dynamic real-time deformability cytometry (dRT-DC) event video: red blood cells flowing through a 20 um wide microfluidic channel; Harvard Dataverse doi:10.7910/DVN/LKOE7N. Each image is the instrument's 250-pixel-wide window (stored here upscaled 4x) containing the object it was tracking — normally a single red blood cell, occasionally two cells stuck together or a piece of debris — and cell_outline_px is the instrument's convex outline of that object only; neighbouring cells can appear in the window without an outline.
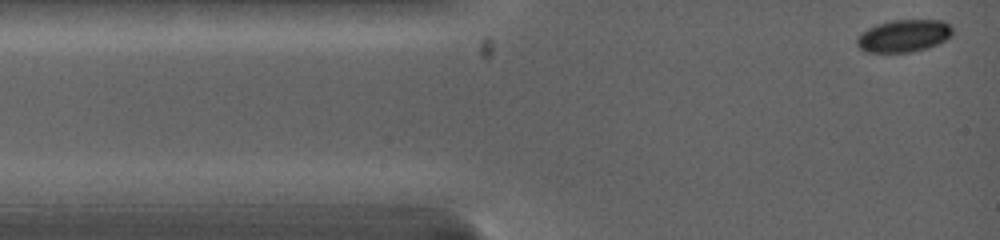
{"species": "common noctule bat (a hibernating species)", "species_latin": "Nyctalus noctula", "temperature_condition": "warm", "stored_images_in_passage": 60, "camera_frame_rate_fps": 5000, "um_per_image_px": 0.085, "animal": {"sex": "female", "body_mass_g": 19.0, "forearm_length_mm": 53.3}, "frame": {"image": 1, "passage_image": 1, "time_ms": 0.0, "image_size_px": [1000, 240], "cell_outline_px": [[952, 32], [944, 40], [936, 44], [924, 48], [908, 52], [868, 52], [860, 48], [856, 44], [856, 40], [868, 28], [892, 20], [940, 20], [948, 24], [952, 28]], "centroid_in_image_um": [76.8, 3.04], "position_along_channel_um": 8.2, "area_um2": 17.46}}
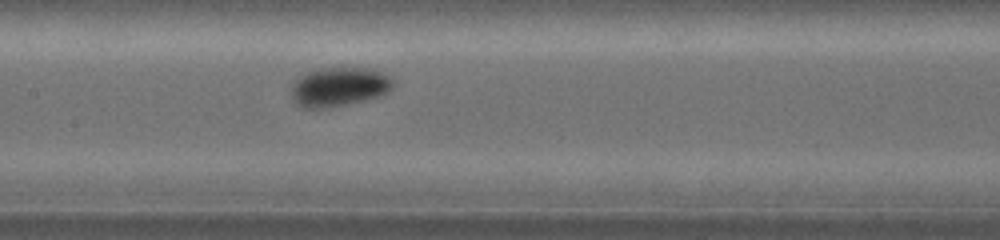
{"frame": {"image": 2, "passage_image": 25, "time_ms": 5.4, "image_size_px": [1000, 240], "cell_outline_px": [[396, 80], [392, 88], [388, 92], [380, 96], [364, 100], [324, 108], [300, 108], [292, 100], [292, 84], [300, 76], [308, 72], [324, 68], [368, 68], [384, 72], [392, 76]], "centroid_in_image_um": [28.86, 7.38], "position_along_channel_um": 178.5, "area_um2": 23.35}}
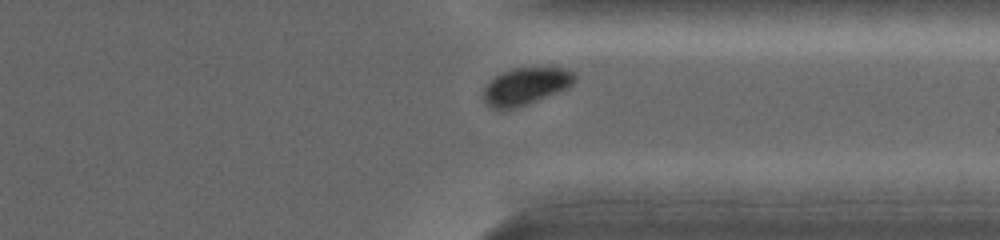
{"frame": {"image": 3, "passage_image": 47, "time_ms": 10.0, "image_size_px": [1000, 240], "cell_outline_px": [[576, 80], [568, 88], [516, 108], [492, 108], [484, 104], [484, 88], [496, 76], [512, 68], [564, 68], [572, 72], [576, 76]], "centroid_in_image_um": [44.7, 7.33], "position_along_channel_um": 366.7, "area_um2": 19.36}, "authors_computed_cell_mechanics": {"area_um2": 20.6346, "velocity_mm_per_s": 4.0801, "shape_relaxation_time_tau1_ms": 1.6003, "shape_relaxation_time_tau2_ms": null, "deformation_change_tau1": 0.1112, "deformation_change_tau2": null}}